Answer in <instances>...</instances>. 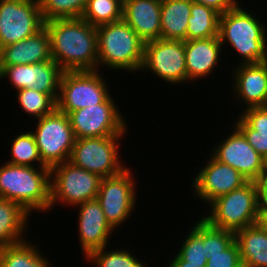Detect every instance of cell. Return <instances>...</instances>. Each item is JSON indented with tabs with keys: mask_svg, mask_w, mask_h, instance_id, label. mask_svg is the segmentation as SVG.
Wrapping results in <instances>:
<instances>
[{
	"mask_svg": "<svg viewBox=\"0 0 267 267\" xmlns=\"http://www.w3.org/2000/svg\"><path fill=\"white\" fill-rule=\"evenodd\" d=\"M0 197L15 201L29 214L50 210V168L1 165Z\"/></svg>",
	"mask_w": 267,
	"mask_h": 267,
	"instance_id": "obj_2",
	"label": "cell"
},
{
	"mask_svg": "<svg viewBox=\"0 0 267 267\" xmlns=\"http://www.w3.org/2000/svg\"><path fill=\"white\" fill-rule=\"evenodd\" d=\"M193 2L204 4L217 11L220 15L234 8L239 2L237 0H192Z\"/></svg>",
	"mask_w": 267,
	"mask_h": 267,
	"instance_id": "obj_37",
	"label": "cell"
},
{
	"mask_svg": "<svg viewBox=\"0 0 267 267\" xmlns=\"http://www.w3.org/2000/svg\"><path fill=\"white\" fill-rule=\"evenodd\" d=\"M98 45V70L122 69L141 71L145 42L122 19L96 27Z\"/></svg>",
	"mask_w": 267,
	"mask_h": 267,
	"instance_id": "obj_4",
	"label": "cell"
},
{
	"mask_svg": "<svg viewBox=\"0 0 267 267\" xmlns=\"http://www.w3.org/2000/svg\"><path fill=\"white\" fill-rule=\"evenodd\" d=\"M206 267H243L236 242L234 241L220 254L211 255L207 259Z\"/></svg>",
	"mask_w": 267,
	"mask_h": 267,
	"instance_id": "obj_34",
	"label": "cell"
},
{
	"mask_svg": "<svg viewBox=\"0 0 267 267\" xmlns=\"http://www.w3.org/2000/svg\"><path fill=\"white\" fill-rule=\"evenodd\" d=\"M185 43V61L187 71V81H195L205 77L215 70L216 64H219L221 57L222 44L219 36L186 40Z\"/></svg>",
	"mask_w": 267,
	"mask_h": 267,
	"instance_id": "obj_21",
	"label": "cell"
},
{
	"mask_svg": "<svg viewBox=\"0 0 267 267\" xmlns=\"http://www.w3.org/2000/svg\"><path fill=\"white\" fill-rule=\"evenodd\" d=\"M220 14L204 4L192 2L188 19L186 40H198L219 36Z\"/></svg>",
	"mask_w": 267,
	"mask_h": 267,
	"instance_id": "obj_25",
	"label": "cell"
},
{
	"mask_svg": "<svg viewBox=\"0 0 267 267\" xmlns=\"http://www.w3.org/2000/svg\"><path fill=\"white\" fill-rule=\"evenodd\" d=\"M233 127L234 132L213 148L212 155L239 171L248 181H255L264 171L263 157L248 143L243 133L235 125Z\"/></svg>",
	"mask_w": 267,
	"mask_h": 267,
	"instance_id": "obj_16",
	"label": "cell"
},
{
	"mask_svg": "<svg viewBox=\"0 0 267 267\" xmlns=\"http://www.w3.org/2000/svg\"><path fill=\"white\" fill-rule=\"evenodd\" d=\"M167 267H206V264H189V262L183 260L176 254L173 261Z\"/></svg>",
	"mask_w": 267,
	"mask_h": 267,
	"instance_id": "obj_39",
	"label": "cell"
},
{
	"mask_svg": "<svg viewBox=\"0 0 267 267\" xmlns=\"http://www.w3.org/2000/svg\"><path fill=\"white\" fill-rule=\"evenodd\" d=\"M101 177L66 161L50 169V208L57 202L69 206L94 200Z\"/></svg>",
	"mask_w": 267,
	"mask_h": 267,
	"instance_id": "obj_6",
	"label": "cell"
},
{
	"mask_svg": "<svg viewBox=\"0 0 267 267\" xmlns=\"http://www.w3.org/2000/svg\"><path fill=\"white\" fill-rule=\"evenodd\" d=\"M63 72L52 59L38 64L0 66V78H9L16 91L31 88L49 94L55 101Z\"/></svg>",
	"mask_w": 267,
	"mask_h": 267,
	"instance_id": "obj_14",
	"label": "cell"
},
{
	"mask_svg": "<svg viewBox=\"0 0 267 267\" xmlns=\"http://www.w3.org/2000/svg\"><path fill=\"white\" fill-rule=\"evenodd\" d=\"M38 0H0V49L44 27Z\"/></svg>",
	"mask_w": 267,
	"mask_h": 267,
	"instance_id": "obj_10",
	"label": "cell"
},
{
	"mask_svg": "<svg viewBox=\"0 0 267 267\" xmlns=\"http://www.w3.org/2000/svg\"><path fill=\"white\" fill-rule=\"evenodd\" d=\"M239 116L259 133L267 134V108L263 106L249 107Z\"/></svg>",
	"mask_w": 267,
	"mask_h": 267,
	"instance_id": "obj_36",
	"label": "cell"
},
{
	"mask_svg": "<svg viewBox=\"0 0 267 267\" xmlns=\"http://www.w3.org/2000/svg\"><path fill=\"white\" fill-rule=\"evenodd\" d=\"M123 136L77 138L69 162L101 178L116 176L127 168L118 155Z\"/></svg>",
	"mask_w": 267,
	"mask_h": 267,
	"instance_id": "obj_9",
	"label": "cell"
},
{
	"mask_svg": "<svg viewBox=\"0 0 267 267\" xmlns=\"http://www.w3.org/2000/svg\"><path fill=\"white\" fill-rule=\"evenodd\" d=\"M32 132L42 163L52 168L69 161L76 137L66 113L55 109L51 114L37 119Z\"/></svg>",
	"mask_w": 267,
	"mask_h": 267,
	"instance_id": "obj_7",
	"label": "cell"
},
{
	"mask_svg": "<svg viewBox=\"0 0 267 267\" xmlns=\"http://www.w3.org/2000/svg\"><path fill=\"white\" fill-rule=\"evenodd\" d=\"M10 153L12 158L7 163L35 167L33 164L35 161L39 163V167H46L42 163L32 130L21 133L12 140Z\"/></svg>",
	"mask_w": 267,
	"mask_h": 267,
	"instance_id": "obj_28",
	"label": "cell"
},
{
	"mask_svg": "<svg viewBox=\"0 0 267 267\" xmlns=\"http://www.w3.org/2000/svg\"><path fill=\"white\" fill-rule=\"evenodd\" d=\"M192 0H161V39L186 41Z\"/></svg>",
	"mask_w": 267,
	"mask_h": 267,
	"instance_id": "obj_23",
	"label": "cell"
},
{
	"mask_svg": "<svg viewBox=\"0 0 267 267\" xmlns=\"http://www.w3.org/2000/svg\"><path fill=\"white\" fill-rule=\"evenodd\" d=\"M234 72L235 81H233L232 89L238 95L236 97L239 98V101L245 104V109L264 107L267 94V62L239 64Z\"/></svg>",
	"mask_w": 267,
	"mask_h": 267,
	"instance_id": "obj_19",
	"label": "cell"
},
{
	"mask_svg": "<svg viewBox=\"0 0 267 267\" xmlns=\"http://www.w3.org/2000/svg\"><path fill=\"white\" fill-rule=\"evenodd\" d=\"M161 0H123V20L146 43L161 34Z\"/></svg>",
	"mask_w": 267,
	"mask_h": 267,
	"instance_id": "obj_18",
	"label": "cell"
},
{
	"mask_svg": "<svg viewBox=\"0 0 267 267\" xmlns=\"http://www.w3.org/2000/svg\"><path fill=\"white\" fill-rule=\"evenodd\" d=\"M17 99L21 108L30 117L40 119L45 115L51 114L56 109V101L46 93L34 89L17 90Z\"/></svg>",
	"mask_w": 267,
	"mask_h": 267,
	"instance_id": "obj_29",
	"label": "cell"
},
{
	"mask_svg": "<svg viewBox=\"0 0 267 267\" xmlns=\"http://www.w3.org/2000/svg\"><path fill=\"white\" fill-rule=\"evenodd\" d=\"M86 259L97 267H147L127 250L105 251V247L90 252Z\"/></svg>",
	"mask_w": 267,
	"mask_h": 267,
	"instance_id": "obj_31",
	"label": "cell"
},
{
	"mask_svg": "<svg viewBox=\"0 0 267 267\" xmlns=\"http://www.w3.org/2000/svg\"><path fill=\"white\" fill-rule=\"evenodd\" d=\"M29 241L0 248V267H50L48 258Z\"/></svg>",
	"mask_w": 267,
	"mask_h": 267,
	"instance_id": "obj_26",
	"label": "cell"
},
{
	"mask_svg": "<svg viewBox=\"0 0 267 267\" xmlns=\"http://www.w3.org/2000/svg\"><path fill=\"white\" fill-rule=\"evenodd\" d=\"M78 232L82 251L85 256L90 252L107 247L109 236L114 229L107 222L97 199L79 205Z\"/></svg>",
	"mask_w": 267,
	"mask_h": 267,
	"instance_id": "obj_17",
	"label": "cell"
},
{
	"mask_svg": "<svg viewBox=\"0 0 267 267\" xmlns=\"http://www.w3.org/2000/svg\"><path fill=\"white\" fill-rule=\"evenodd\" d=\"M235 126L243 133L248 143L261 155L267 153V134L253 130L241 117Z\"/></svg>",
	"mask_w": 267,
	"mask_h": 267,
	"instance_id": "obj_35",
	"label": "cell"
},
{
	"mask_svg": "<svg viewBox=\"0 0 267 267\" xmlns=\"http://www.w3.org/2000/svg\"><path fill=\"white\" fill-rule=\"evenodd\" d=\"M178 255L189 264H207L205 246L203 244V218L195 223L188 233Z\"/></svg>",
	"mask_w": 267,
	"mask_h": 267,
	"instance_id": "obj_32",
	"label": "cell"
},
{
	"mask_svg": "<svg viewBox=\"0 0 267 267\" xmlns=\"http://www.w3.org/2000/svg\"><path fill=\"white\" fill-rule=\"evenodd\" d=\"M131 174L127 167L120 174L102 178L100 182L96 199L114 230L130 217L136 206V183Z\"/></svg>",
	"mask_w": 267,
	"mask_h": 267,
	"instance_id": "obj_12",
	"label": "cell"
},
{
	"mask_svg": "<svg viewBox=\"0 0 267 267\" xmlns=\"http://www.w3.org/2000/svg\"><path fill=\"white\" fill-rule=\"evenodd\" d=\"M239 3L219 18L222 47L229 43L242 57L240 64L267 62L266 27Z\"/></svg>",
	"mask_w": 267,
	"mask_h": 267,
	"instance_id": "obj_3",
	"label": "cell"
},
{
	"mask_svg": "<svg viewBox=\"0 0 267 267\" xmlns=\"http://www.w3.org/2000/svg\"><path fill=\"white\" fill-rule=\"evenodd\" d=\"M51 59L50 36L45 26L36 34L0 49V66L38 64Z\"/></svg>",
	"mask_w": 267,
	"mask_h": 267,
	"instance_id": "obj_20",
	"label": "cell"
},
{
	"mask_svg": "<svg viewBox=\"0 0 267 267\" xmlns=\"http://www.w3.org/2000/svg\"><path fill=\"white\" fill-rule=\"evenodd\" d=\"M68 117L76 139L124 135L128 129L111 95L101 104L70 112Z\"/></svg>",
	"mask_w": 267,
	"mask_h": 267,
	"instance_id": "obj_11",
	"label": "cell"
},
{
	"mask_svg": "<svg viewBox=\"0 0 267 267\" xmlns=\"http://www.w3.org/2000/svg\"><path fill=\"white\" fill-rule=\"evenodd\" d=\"M29 213L15 201L0 197V248L24 241Z\"/></svg>",
	"mask_w": 267,
	"mask_h": 267,
	"instance_id": "obj_24",
	"label": "cell"
},
{
	"mask_svg": "<svg viewBox=\"0 0 267 267\" xmlns=\"http://www.w3.org/2000/svg\"><path fill=\"white\" fill-rule=\"evenodd\" d=\"M98 70L64 71L56 109L67 115L78 109L101 104L109 95Z\"/></svg>",
	"mask_w": 267,
	"mask_h": 267,
	"instance_id": "obj_8",
	"label": "cell"
},
{
	"mask_svg": "<svg viewBox=\"0 0 267 267\" xmlns=\"http://www.w3.org/2000/svg\"><path fill=\"white\" fill-rule=\"evenodd\" d=\"M81 18L95 27L122 20L123 0H88Z\"/></svg>",
	"mask_w": 267,
	"mask_h": 267,
	"instance_id": "obj_27",
	"label": "cell"
},
{
	"mask_svg": "<svg viewBox=\"0 0 267 267\" xmlns=\"http://www.w3.org/2000/svg\"><path fill=\"white\" fill-rule=\"evenodd\" d=\"M44 22L80 18L88 0H38Z\"/></svg>",
	"mask_w": 267,
	"mask_h": 267,
	"instance_id": "obj_30",
	"label": "cell"
},
{
	"mask_svg": "<svg viewBox=\"0 0 267 267\" xmlns=\"http://www.w3.org/2000/svg\"><path fill=\"white\" fill-rule=\"evenodd\" d=\"M154 73L163 81L180 84L187 81L185 43L181 40L157 39L144 45L141 71ZM149 70V71H148Z\"/></svg>",
	"mask_w": 267,
	"mask_h": 267,
	"instance_id": "obj_13",
	"label": "cell"
},
{
	"mask_svg": "<svg viewBox=\"0 0 267 267\" xmlns=\"http://www.w3.org/2000/svg\"><path fill=\"white\" fill-rule=\"evenodd\" d=\"M209 159L192 184L196 197L198 195L206 204L248 182L239 171L218 161L213 155Z\"/></svg>",
	"mask_w": 267,
	"mask_h": 267,
	"instance_id": "obj_15",
	"label": "cell"
},
{
	"mask_svg": "<svg viewBox=\"0 0 267 267\" xmlns=\"http://www.w3.org/2000/svg\"><path fill=\"white\" fill-rule=\"evenodd\" d=\"M209 207L210 215L202 218L214 227L236 232L256 224L261 204L255 181L218 197Z\"/></svg>",
	"mask_w": 267,
	"mask_h": 267,
	"instance_id": "obj_5",
	"label": "cell"
},
{
	"mask_svg": "<svg viewBox=\"0 0 267 267\" xmlns=\"http://www.w3.org/2000/svg\"><path fill=\"white\" fill-rule=\"evenodd\" d=\"M261 206H267V171H263L255 180Z\"/></svg>",
	"mask_w": 267,
	"mask_h": 267,
	"instance_id": "obj_38",
	"label": "cell"
},
{
	"mask_svg": "<svg viewBox=\"0 0 267 267\" xmlns=\"http://www.w3.org/2000/svg\"><path fill=\"white\" fill-rule=\"evenodd\" d=\"M50 36L51 56L64 71L98 70L96 27L80 18L44 23Z\"/></svg>",
	"mask_w": 267,
	"mask_h": 267,
	"instance_id": "obj_1",
	"label": "cell"
},
{
	"mask_svg": "<svg viewBox=\"0 0 267 267\" xmlns=\"http://www.w3.org/2000/svg\"><path fill=\"white\" fill-rule=\"evenodd\" d=\"M257 224L267 232V206L260 207Z\"/></svg>",
	"mask_w": 267,
	"mask_h": 267,
	"instance_id": "obj_40",
	"label": "cell"
},
{
	"mask_svg": "<svg viewBox=\"0 0 267 267\" xmlns=\"http://www.w3.org/2000/svg\"><path fill=\"white\" fill-rule=\"evenodd\" d=\"M262 157H263V168H264V171H267V153L264 154Z\"/></svg>",
	"mask_w": 267,
	"mask_h": 267,
	"instance_id": "obj_41",
	"label": "cell"
},
{
	"mask_svg": "<svg viewBox=\"0 0 267 267\" xmlns=\"http://www.w3.org/2000/svg\"><path fill=\"white\" fill-rule=\"evenodd\" d=\"M264 107L267 108V94H266V97H265Z\"/></svg>",
	"mask_w": 267,
	"mask_h": 267,
	"instance_id": "obj_42",
	"label": "cell"
},
{
	"mask_svg": "<svg viewBox=\"0 0 267 267\" xmlns=\"http://www.w3.org/2000/svg\"><path fill=\"white\" fill-rule=\"evenodd\" d=\"M243 267H267V232L257 223L234 232Z\"/></svg>",
	"mask_w": 267,
	"mask_h": 267,
	"instance_id": "obj_22",
	"label": "cell"
},
{
	"mask_svg": "<svg viewBox=\"0 0 267 267\" xmlns=\"http://www.w3.org/2000/svg\"><path fill=\"white\" fill-rule=\"evenodd\" d=\"M234 242V232L217 228L203 219V244L206 257L220 254Z\"/></svg>",
	"mask_w": 267,
	"mask_h": 267,
	"instance_id": "obj_33",
	"label": "cell"
}]
</instances>
